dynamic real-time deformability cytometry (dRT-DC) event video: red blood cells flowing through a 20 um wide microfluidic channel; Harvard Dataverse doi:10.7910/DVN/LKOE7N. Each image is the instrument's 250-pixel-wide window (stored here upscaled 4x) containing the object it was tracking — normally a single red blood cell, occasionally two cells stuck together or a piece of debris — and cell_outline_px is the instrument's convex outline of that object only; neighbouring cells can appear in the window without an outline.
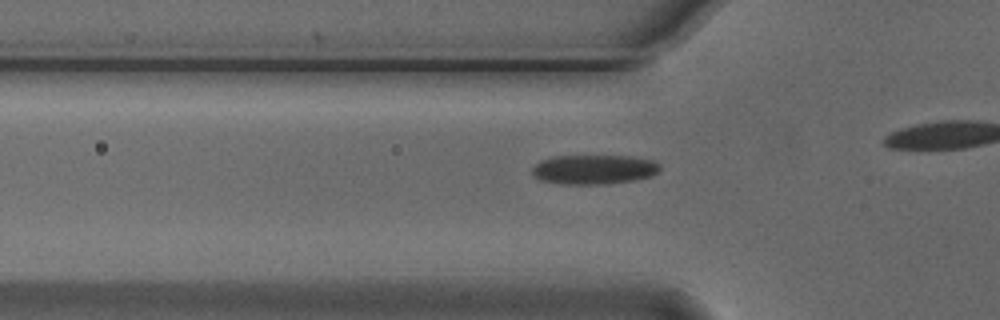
{"species": "Egyptian fruit bat (a non-hibernating species)", "species_latin": "Rousettus aegyptiacus", "temperature_condition": "cold", "stored_images_in_passage": 13, "camera_frame_rate_fps": 3000, "um_per_image_px": 0.085, "animal": {"sex": "male"}, "frame": {"image": 1, "passage_image": 8, "time_ms": 2.333, "image_size_px": [1000, 320], "cell_outline_px": [[660, 168], [652, 176], [632, 180], [604, 184], [560, 184], [540, 180], [532, 172], [532, 168], [540, 160], [556, 156], [632, 156], [656, 160], [660, 164]], "centroid_in_image_um": [50.5, 14.39], "position_along_channel_um": 75.3, "area_um2": 21.96}}
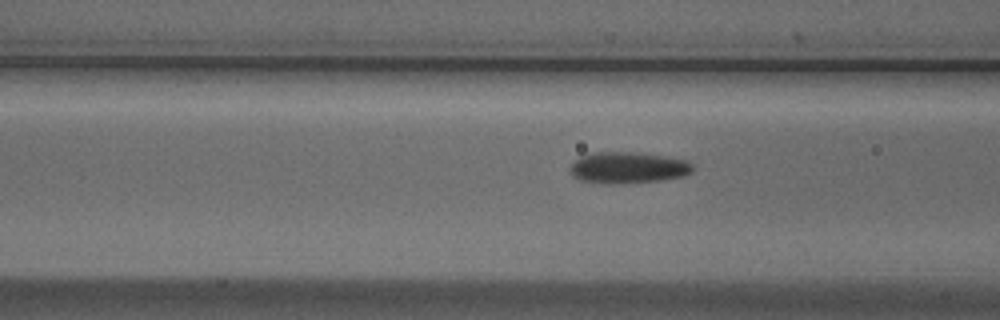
{"frame": {"image": 2, "passage_image": 11, "time_ms": 3.333, "image_size_px": [1000, 320], "cell_outline_px": [[696, 168], [692, 172], [684, 176], [660, 180], [612, 184], [608, 184], [580, 180], [572, 176], [568, 172], [568, 168], [580, 156], [596, 152], [632, 152], [668, 156], [688, 160]], "centroid_in_image_um": [53.39, 14.25], "position_along_channel_um": 113.2, "area_um2": 22.66}}